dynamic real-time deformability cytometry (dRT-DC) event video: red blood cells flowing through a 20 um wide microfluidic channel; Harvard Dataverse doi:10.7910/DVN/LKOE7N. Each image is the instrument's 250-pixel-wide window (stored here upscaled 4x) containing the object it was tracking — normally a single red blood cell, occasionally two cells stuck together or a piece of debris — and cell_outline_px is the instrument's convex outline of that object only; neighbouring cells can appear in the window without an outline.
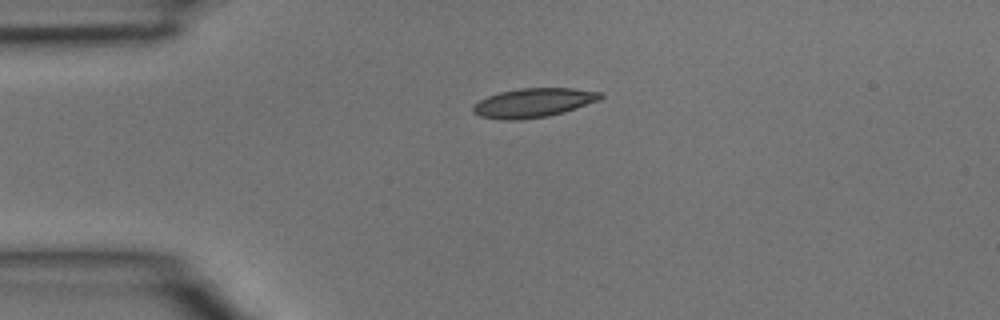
{"species": "common noctule bat (a hibernating species)", "species_latin": "Nyctalus noctula", "temperature_condition": "room temperature", "stored_images_in_passage": 3, "camera_frame_rate_fps": 3000, "um_per_image_px": 0.085, "animal": {"sex": "male", "body_mass_g": 15.6}, "frame": {"image": 1, "passage_image": 3, "time_ms": 0.667, "image_size_px": [1000, 320], "cell_outline_px": [[604, 96], [600, 100], [564, 112], [548, 116], [516, 120], [504, 120], [480, 116], [472, 112], [472, 108], [480, 100], [488, 96], [500, 92], [520, 88], [572, 88], [604, 92]], "centroid_in_image_um": [45.38, 8.73], "position_along_channel_um": 39.6, "area_um2": 21.62}}